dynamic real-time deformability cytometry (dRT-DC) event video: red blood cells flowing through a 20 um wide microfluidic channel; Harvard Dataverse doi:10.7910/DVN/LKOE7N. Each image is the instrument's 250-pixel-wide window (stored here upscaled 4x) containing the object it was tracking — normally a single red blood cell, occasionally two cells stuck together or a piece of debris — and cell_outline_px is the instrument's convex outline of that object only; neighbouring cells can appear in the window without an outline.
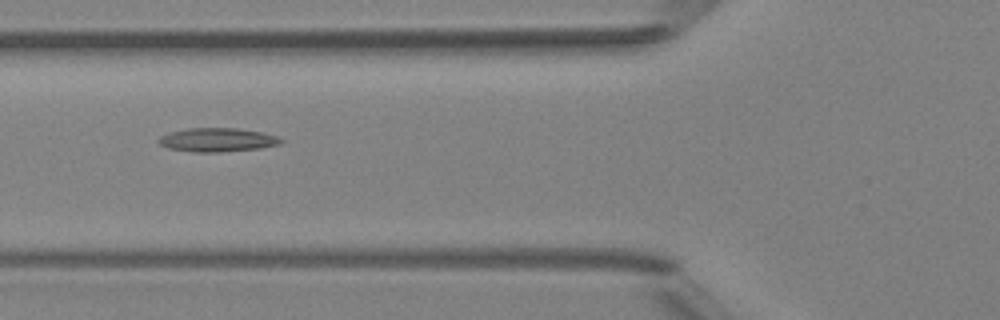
{"species": "Egyptian fruit bat (a non-hibernating species)", "species_latin": "Rousettus aegyptiacus", "temperature_condition": "room temperature", "stored_images_in_passage": 4, "camera_frame_rate_fps": 3000, "um_per_image_px": 0.085, "animal": {"sex": "female"}, "frame": {"image": 1, "passage_image": 4, "time_ms": 3.333, "image_size_px": [1000, 320], "cell_outline_px": [[284, 140], [280, 144], [260, 148], [220, 152], [192, 152], [168, 148], [160, 144], [156, 140], [160, 136], [172, 132], [188, 128], [236, 128], [260, 132], [276, 136]], "centroid_in_image_um": [18.46, 11.89], "position_along_channel_um": 107.3, "area_um2": 16.82}}